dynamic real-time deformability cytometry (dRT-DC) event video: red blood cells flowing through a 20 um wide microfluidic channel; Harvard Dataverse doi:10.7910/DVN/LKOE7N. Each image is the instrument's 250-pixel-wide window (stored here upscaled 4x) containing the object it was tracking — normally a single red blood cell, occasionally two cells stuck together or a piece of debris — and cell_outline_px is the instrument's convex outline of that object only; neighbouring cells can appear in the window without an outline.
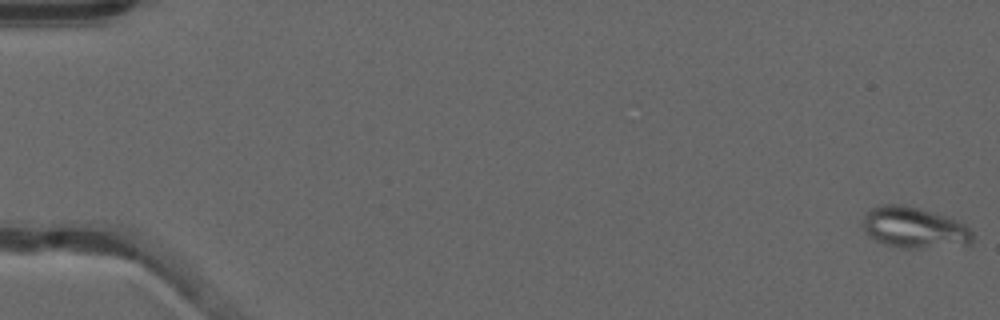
{"species": "common noctule bat (a hibernating species)", "species_latin": "Nyctalus noctula", "temperature_condition": "warm", "stored_images_in_passage": 53, "camera_frame_rate_fps": 3000, "um_per_image_px": 0.085, "animal": {"sex": "male", "forearm_length_mm": 52.5}, "frame": {"image": 1, "passage_image": 1, "time_ms": 0.0, "image_size_px": [1000, 320], "cell_outline_px": [[972, 240], [968, 244], [920, 248], [900, 248], [884, 244], [876, 240], [864, 232], [864, 216], [872, 208], [880, 204], [904, 204], [920, 208], [948, 216], [964, 224], [972, 232]], "centroid_in_image_um": [77.69, 19.33], "position_along_channel_um": 7.3, "area_um2": 26.18}}
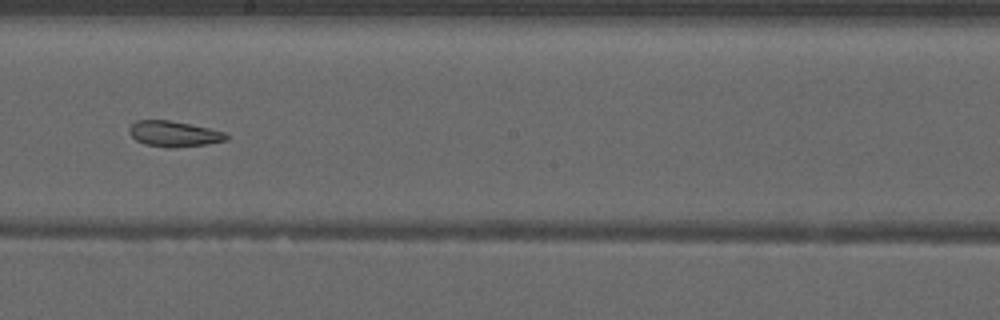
{"frame": {"image": 2, "passage_image": 31, "time_ms": 10.0, "image_size_px": [1000, 320], "cell_outline_px": [[228, 140], [204, 144], [172, 148], [168, 148], [144, 144], [136, 140], [128, 132], [128, 128], [136, 120], [168, 120], [208, 128], [224, 132], [228, 136]], "centroid_in_image_um": [14.74, 11.38], "position_along_channel_um": 233.5, "area_um2": 14.39}}
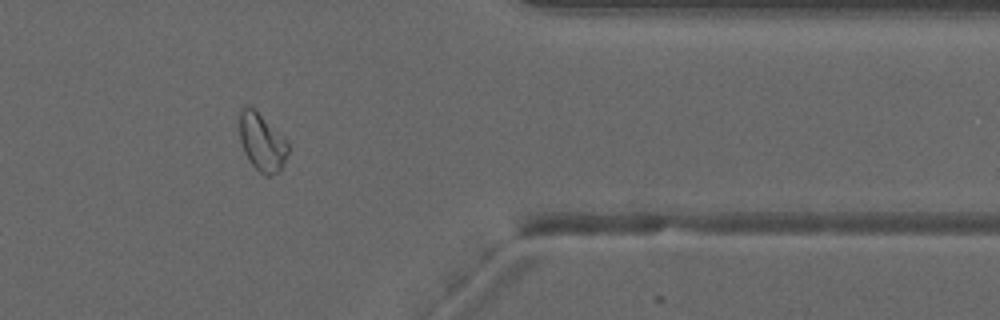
{"frame": {"image": 3, "passage_image": 44, "time_ms": 14.333, "image_size_px": [1000, 320], "cell_outline_px": [[288, 152], [284, 164], [280, 172], [268, 176], [264, 176], [248, 160], [244, 152], [240, 140], [240, 108], [244, 104], [248, 104], [288, 144]], "centroid_in_image_um": [22.23, 12.14], "position_along_channel_um": 389.2, "area_um2": 15.84}, "authors_computed_cell_mechanics": {"area_um2": 19.8254, "velocity_mm_per_s": 3.9673, "shape_relaxation_time_tau1_ms": null, "shape_relaxation_time_tau2_ms": 2.4222, "deformation_change_tau1": null, "deformation_change_tau2": 0.0964}}